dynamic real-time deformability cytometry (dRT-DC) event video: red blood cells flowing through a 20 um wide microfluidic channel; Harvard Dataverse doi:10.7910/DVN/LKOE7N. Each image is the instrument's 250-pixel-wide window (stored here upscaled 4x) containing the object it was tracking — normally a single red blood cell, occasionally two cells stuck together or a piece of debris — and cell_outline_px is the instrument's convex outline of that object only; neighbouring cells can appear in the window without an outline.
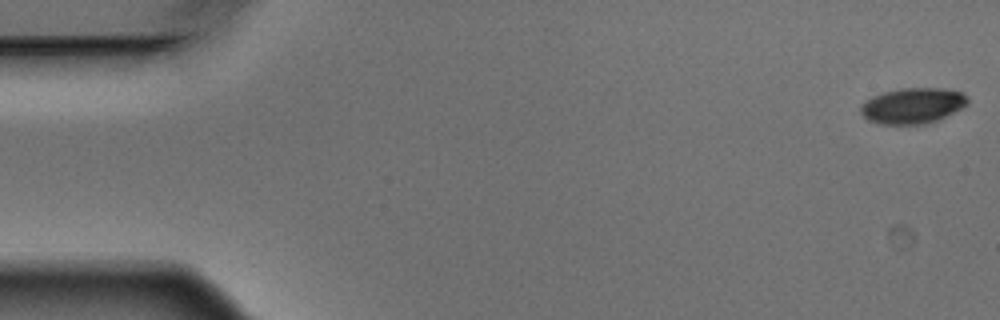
{"species": "Egyptian fruit bat (a non-hibernating species)", "species_latin": "Rousettus aegyptiacus", "temperature_condition": "warm", "stored_images_in_passage": 5, "camera_frame_rate_fps": 3000, "um_per_image_px": 0.085, "animal": {"sex": "male"}, "frame": {"image": 1, "passage_image": 1, "time_ms": 0.0, "image_size_px": [1000, 320], "cell_outline_px": [[968, 104], [936, 120], [924, 124], [880, 124], [868, 120], [860, 112], [860, 104], [864, 100], [872, 96], [884, 92], [900, 88], [944, 88], [964, 92], [968, 96]], "centroid_in_image_um": [77.55, 8.96], "position_along_channel_um": 7.4, "area_um2": 22.31}}
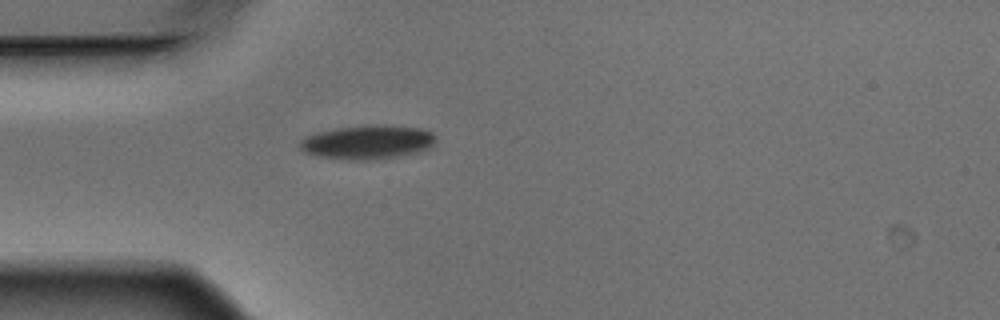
{"frame": {"image": 2, "passage_image": 5, "time_ms": 1.333, "image_size_px": [1000, 320], "cell_outline_px": [[436, 144], [428, 148], [416, 152], [396, 156], [372, 160], [352, 160], [316, 156], [304, 152], [300, 148], [300, 140], [316, 132], [336, 128], [372, 124], [384, 124], [420, 128], [432, 132], [436, 136]], "centroid_in_image_um": [31.26, 12.07], "position_along_channel_um": 53.7, "area_um2": 27.05}}